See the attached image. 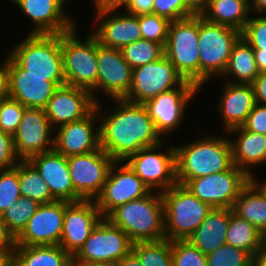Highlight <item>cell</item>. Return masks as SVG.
Returning <instances> with one entry per match:
<instances>
[{"mask_svg": "<svg viewBox=\"0 0 266 266\" xmlns=\"http://www.w3.org/2000/svg\"><path fill=\"white\" fill-rule=\"evenodd\" d=\"M251 181L261 190V192L265 195L266 197V180L261 181L256 179V176L253 174L251 176ZM259 181V182H258Z\"/></svg>", "mask_w": 266, "mask_h": 266, "instance_id": "obj_58", "label": "cell"}, {"mask_svg": "<svg viewBox=\"0 0 266 266\" xmlns=\"http://www.w3.org/2000/svg\"><path fill=\"white\" fill-rule=\"evenodd\" d=\"M21 197L19 187V163L8 170L0 171V216Z\"/></svg>", "mask_w": 266, "mask_h": 266, "instance_id": "obj_39", "label": "cell"}, {"mask_svg": "<svg viewBox=\"0 0 266 266\" xmlns=\"http://www.w3.org/2000/svg\"><path fill=\"white\" fill-rule=\"evenodd\" d=\"M39 206L40 204L31 198L21 196L0 216L6 232L15 239L26 227L28 220Z\"/></svg>", "mask_w": 266, "mask_h": 266, "instance_id": "obj_35", "label": "cell"}, {"mask_svg": "<svg viewBox=\"0 0 266 266\" xmlns=\"http://www.w3.org/2000/svg\"><path fill=\"white\" fill-rule=\"evenodd\" d=\"M117 266H142L138 257L131 251L117 262Z\"/></svg>", "mask_w": 266, "mask_h": 266, "instance_id": "obj_53", "label": "cell"}, {"mask_svg": "<svg viewBox=\"0 0 266 266\" xmlns=\"http://www.w3.org/2000/svg\"><path fill=\"white\" fill-rule=\"evenodd\" d=\"M199 14L208 22L242 32L250 19V5L243 0H207Z\"/></svg>", "mask_w": 266, "mask_h": 266, "instance_id": "obj_29", "label": "cell"}, {"mask_svg": "<svg viewBox=\"0 0 266 266\" xmlns=\"http://www.w3.org/2000/svg\"><path fill=\"white\" fill-rule=\"evenodd\" d=\"M64 76L30 75L9 54L7 56V96L26 108L44 109Z\"/></svg>", "mask_w": 266, "mask_h": 266, "instance_id": "obj_12", "label": "cell"}, {"mask_svg": "<svg viewBox=\"0 0 266 266\" xmlns=\"http://www.w3.org/2000/svg\"><path fill=\"white\" fill-rule=\"evenodd\" d=\"M142 39L166 44L170 21L164 17L150 13L138 16Z\"/></svg>", "mask_w": 266, "mask_h": 266, "instance_id": "obj_40", "label": "cell"}, {"mask_svg": "<svg viewBox=\"0 0 266 266\" xmlns=\"http://www.w3.org/2000/svg\"><path fill=\"white\" fill-rule=\"evenodd\" d=\"M132 252L142 266H174L171 241L164 238L156 241H139L132 245Z\"/></svg>", "mask_w": 266, "mask_h": 266, "instance_id": "obj_36", "label": "cell"}, {"mask_svg": "<svg viewBox=\"0 0 266 266\" xmlns=\"http://www.w3.org/2000/svg\"><path fill=\"white\" fill-rule=\"evenodd\" d=\"M174 147L178 184L185 185L191 179L223 172L233 166L231 142L225 136L210 134Z\"/></svg>", "mask_w": 266, "mask_h": 266, "instance_id": "obj_2", "label": "cell"}, {"mask_svg": "<svg viewBox=\"0 0 266 266\" xmlns=\"http://www.w3.org/2000/svg\"><path fill=\"white\" fill-rule=\"evenodd\" d=\"M124 162V164H123ZM123 165H120V164ZM151 192L125 161H115L100 195L95 199L103 218L129 201L140 199Z\"/></svg>", "mask_w": 266, "mask_h": 266, "instance_id": "obj_15", "label": "cell"}, {"mask_svg": "<svg viewBox=\"0 0 266 266\" xmlns=\"http://www.w3.org/2000/svg\"><path fill=\"white\" fill-rule=\"evenodd\" d=\"M102 218L95 200L65 201L63 230L59 245L73 258Z\"/></svg>", "mask_w": 266, "mask_h": 266, "instance_id": "obj_17", "label": "cell"}, {"mask_svg": "<svg viewBox=\"0 0 266 266\" xmlns=\"http://www.w3.org/2000/svg\"><path fill=\"white\" fill-rule=\"evenodd\" d=\"M72 261L60 245L14 246V266H68Z\"/></svg>", "mask_w": 266, "mask_h": 266, "instance_id": "obj_31", "label": "cell"}, {"mask_svg": "<svg viewBox=\"0 0 266 266\" xmlns=\"http://www.w3.org/2000/svg\"><path fill=\"white\" fill-rule=\"evenodd\" d=\"M229 135L232 149V162L244 170L250 177L254 174L251 168L266 162V135L246 130L243 126L231 129Z\"/></svg>", "mask_w": 266, "mask_h": 266, "instance_id": "obj_27", "label": "cell"}, {"mask_svg": "<svg viewBox=\"0 0 266 266\" xmlns=\"http://www.w3.org/2000/svg\"><path fill=\"white\" fill-rule=\"evenodd\" d=\"M14 239L6 232L0 220V249L14 248Z\"/></svg>", "mask_w": 266, "mask_h": 266, "instance_id": "obj_51", "label": "cell"}, {"mask_svg": "<svg viewBox=\"0 0 266 266\" xmlns=\"http://www.w3.org/2000/svg\"><path fill=\"white\" fill-rule=\"evenodd\" d=\"M14 4L33 22L30 34H63L77 27L64 12L63 0H17Z\"/></svg>", "mask_w": 266, "mask_h": 266, "instance_id": "obj_24", "label": "cell"}, {"mask_svg": "<svg viewBox=\"0 0 266 266\" xmlns=\"http://www.w3.org/2000/svg\"><path fill=\"white\" fill-rule=\"evenodd\" d=\"M163 143L165 145L163 141L158 145L143 148L125 160L151 191L155 189L163 192L178 183L175 147H167L164 153Z\"/></svg>", "mask_w": 266, "mask_h": 266, "instance_id": "obj_11", "label": "cell"}, {"mask_svg": "<svg viewBox=\"0 0 266 266\" xmlns=\"http://www.w3.org/2000/svg\"><path fill=\"white\" fill-rule=\"evenodd\" d=\"M68 266H78V265L75 264V263L72 261Z\"/></svg>", "mask_w": 266, "mask_h": 266, "instance_id": "obj_61", "label": "cell"}, {"mask_svg": "<svg viewBox=\"0 0 266 266\" xmlns=\"http://www.w3.org/2000/svg\"><path fill=\"white\" fill-rule=\"evenodd\" d=\"M257 104L266 106V72H261L252 83Z\"/></svg>", "mask_w": 266, "mask_h": 266, "instance_id": "obj_48", "label": "cell"}, {"mask_svg": "<svg viewBox=\"0 0 266 266\" xmlns=\"http://www.w3.org/2000/svg\"><path fill=\"white\" fill-rule=\"evenodd\" d=\"M99 121L95 108L82 120L57 127L54 133L53 149L65 157L87 154L100 149Z\"/></svg>", "mask_w": 266, "mask_h": 266, "instance_id": "obj_23", "label": "cell"}, {"mask_svg": "<svg viewBox=\"0 0 266 266\" xmlns=\"http://www.w3.org/2000/svg\"><path fill=\"white\" fill-rule=\"evenodd\" d=\"M75 194L81 200H95L101 193L115 160L102 148L67 157Z\"/></svg>", "mask_w": 266, "mask_h": 266, "instance_id": "obj_14", "label": "cell"}, {"mask_svg": "<svg viewBox=\"0 0 266 266\" xmlns=\"http://www.w3.org/2000/svg\"><path fill=\"white\" fill-rule=\"evenodd\" d=\"M19 187L21 196L31 198L39 204L51 203L57 199L37 169L28 161L19 162Z\"/></svg>", "mask_w": 266, "mask_h": 266, "instance_id": "obj_34", "label": "cell"}, {"mask_svg": "<svg viewBox=\"0 0 266 266\" xmlns=\"http://www.w3.org/2000/svg\"><path fill=\"white\" fill-rule=\"evenodd\" d=\"M265 243L264 234L247 220L230 214L226 244L247 251L252 257Z\"/></svg>", "mask_w": 266, "mask_h": 266, "instance_id": "obj_33", "label": "cell"}, {"mask_svg": "<svg viewBox=\"0 0 266 266\" xmlns=\"http://www.w3.org/2000/svg\"><path fill=\"white\" fill-rule=\"evenodd\" d=\"M253 52L259 72H266V52L262 49H253Z\"/></svg>", "mask_w": 266, "mask_h": 266, "instance_id": "obj_54", "label": "cell"}, {"mask_svg": "<svg viewBox=\"0 0 266 266\" xmlns=\"http://www.w3.org/2000/svg\"><path fill=\"white\" fill-rule=\"evenodd\" d=\"M259 74L253 49L241 36L233 45L228 64L222 76L226 79L231 78L227 81L230 83L252 84Z\"/></svg>", "mask_w": 266, "mask_h": 266, "instance_id": "obj_30", "label": "cell"}, {"mask_svg": "<svg viewBox=\"0 0 266 266\" xmlns=\"http://www.w3.org/2000/svg\"><path fill=\"white\" fill-rule=\"evenodd\" d=\"M96 107L90 91L64 84L58 86L44 108L54 130L64 124L82 120Z\"/></svg>", "mask_w": 266, "mask_h": 266, "instance_id": "obj_21", "label": "cell"}, {"mask_svg": "<svg viewBox=\"0 0 266 266\" xmlns=\"http://www.w3.org/2000/svg\"><path fill=\"white\" fill-rule=\"evenodd\" d=\"M123 0H93L95 9L101 7H118Z\"/></svg>", "mask_w": 266, "mask_h": 266, "instance_id": "obj_56", "label": "cell"}, {"mask_svg": "<svg viewBox=\"0 0 266 266\" xmlns=\"http://www.w3.org/2000/svg\"><path fill=\"white\" fill-rule=\"evenodd\" d=\"M250 9L255 14L266 15V0H253Z\"/></svg>", "mask_w": 266, "mask_h": 266, "instance_id": "obj_55", "label": "cell"}, {"mask_svg": "<svg viewBox=\"0 0 266 266\" xmlns=\"http://www.w3.org/2000/svg\"><path fill=\"white\" fill-rule=\"evenodd\" d=\"M174 266H207L206 255L189 240L171 241Z\"/></svg>", "mask_w": 266, "mask_h": 266, "instance_id": "obj_41", "label": "cell"}, {"mask_svg": "<svg viewBox=\"0 0 266 266\" xmlns=\"http://www.w3.org/2000/svg\"><path fill=\"white\" fill-rule=\"evenodd\" d=\"M232 210L266 234V197L251 180L240 192Z\"/></svg>", "mask_w": 266, "mask_h": 266, "instance_id": "obj_32", "label": "cell"}, {"mask_svg": "<svg viewBox=\"0 0 266 266\" xmlns=\"http://www.w3.org/2000/svg\"><path fill=\"white\" fill-rule=\"evenodd\" d=\"M119 7L94 9L97 23L92 35L98 43L110 48L122 49L125 45L142 39L137 16L115 12ZM115 13V14H114Z\"/></svg>", "mask_w": 266, "mask_h": 266, "instance_id": "obj_20", "label": "cell"}, {"mask_svg": "<svg viewBox=\"0 0 266 266\" xmlns=\"http://www.w3.org/2000/svg\"><path fill=\"white\" fill-rule=\"evenodd\" d=\"M207 266H252L253 257L240 248L225 244L206 255Z\"/></svg>", "mask_w": 266, "mask_h": 266, "instance_id": "obj_38", "label": "cell"}, {"mask_svg": "<svg viewBox=\"0 0 266 266\" xmlns=\"http://www.w3.org/2000/svg\"><path fill=\"white\" fill-rule=\"evenodd\" d=\"M199 89L198 86H178L143 104L162 138L169 132L171 134L178 130L182 120L184 121L187 105L198 94Z\"/></svg>", "mask_w": 266, "mask_h": 266, "instance_id": "obj_16", "label": "cell"}, {"mask_svg": "<svg viewBox=\"0 0 266 266\" xmlns=\"http://www.w3.org/2000/svg\"><path fill=\"white\" fill-rule=\"evenodd\" d=\"M199 13L170 22L164 55L187 81L200 88Z\"/></svg>", "mask_w": 266, "mask_h": 266, "instance_id": "obj_6", "label": "cell"}, {"mask_svg": "<svg viewBox=\"0 0 266 266\" xmlns=\"http://www.w3.org/2000/svg\"><path fill=\"white\" fill-rule=\"evenodd\" d=\"M153 1L154 0H123L118 7L121 10L125 9V13L138 17L153 13ZM122 7L124 9H122Z\"/></svg>", "mask_w": 266, "mask_h": 266, "instance_id": "obj_47", "label": "cell"}, {"mask_svg": "<svg viewBox=\"0 0 266 266\" xmlns=\"http://www.w3.org/2000/svg\"><path fill=\"white\" fill-rule=\"evenodd\" d=\"M28 161L37 169L57 200L79 202L70 177L67 157L54 149L31 156Z\"/></svg>", "mask_w": 266, "mask_h": 266, "instance_id": "obj_25", "label": "cell"}, {"mask_svg": "<svg viewBox=\"0 0 266 266\" xmlns=\"http://www.w3.org/2000/svg\"><path fill=\"white\" fill-rule=\"evenodd\" d=\"M198 13L205 7L207 0H186Z\"/></svg>", "mask_w": 266, "mask_h": 266, "instance_id": "obj_57", "label": "cell"}, {"mask_svg": "<svg viewBox=\"0 0 266 266\" xmlns=\"http://www.w3.org/2000/svg\"><path fill=\"white\" fill-rule=\"evenodd\" d=\"M0 266H14V248L0 249Z\"/></svg>", "mask_w": 266, "mask_h": 266, "instance_id": "obj_50", "label": "cell"}, {"mask_svg": "<svg viewBox=\"0 0 266 266\" xmlns=\"http://www.w3.org/2000/svg\"><path fill=\"white\" fill-rule=\"evenodd\" d=\"M219 100L218 111L226 134L231 129L243 126L256 104L252 84H234L227 81Z\"/></svg>", "mask_w": 266, "mask_h": 266, "instance_id": "obj_26", "label": "cell"}, {"mask_svg": "<svg viewBox=\"0 0 266 266\" xmlns=\"http://www.w3.org/2000/svg\"><path fill=\"white\" fill-rule=\"evenodd\" d=\"M7 96V58L0 64V98Z\"/></svg>", "mask_w": 266, "mask_h": 266, "instance_id": "obj_49", "label": "cell"}, {"mask_svg": "<svg viewBox=\"0 0 266 266\" xmlns=\"http://www.w3.org/2000/svg\"><path fill=\"white\" fill-rule=\"evenodd\" d=\"M114 110L102 113L100 100L96 109L100 124V147L115 161H125L143 148L165 141L143 104L113 99ZM116 106V107H115Z\"/></svg>", "mask_w": 266, "mask_h": 266, "instance_id": "obj_1", "label": "cell"}, {"mask_svg": "<svg viewBox=\"0 0 266 266\" xmlns=\"http://www.w3.org/2000/svg\"><path fill=\"white\" fill-rule=\"evenodd\" d=\"M164 203L165 237L188 240L213 209L200 201L185 185L175 184L161 192Z\"/></svg>", "mask_w": 266, "mask_h": 266, "instance_id": "obj_5", "label": "cell"}, {"mask_svg": "<svg viewBox=\"0 0 266 266\" xmlns=\"http://www.w3.org/2000/svg\"><path fill=\"white\" fill-rule=\"evenodd\" d=\"M78 266H117V263H95V264L78 265Z\"/></svg>", "mask_w": 266, "mask_h": 266, "instance_id": "obj_59", "label": "cell"}, {"mask_svg": "<svg viewBox=\"0 0 266 266\" xmlns=\"http://www.w3.org/2000/svg\"><path fill=\"white\" fill-rule=\"evenodd\" d=\"M77 35L76 27L60 34L65 83L90 91L98 103L97 39L90 33L81 41Z\"/></svg>", "mask_w": 266, "mask_h": 266, "instance_id": "obj_4", "label": "cell"}, {"mask_svg": "<svg viewBox=\"0 0 266 266\" xmlns=\"http://www.w3.org/2000/svg\"><path fill=\"white\" fill-rule=\"evenodd\" d=\"M243 1H245L246 3H248L251 6L253 0H243Z\"/></svg>", "mask_w": 266, "mask_h": 266, "instance_id": "obj_60", "label": "cell"}, {"mask_svg": "<svg viewBox=\"0 0 266 266\" xmlns=\"http://www.w3.org/2000/svg\"><path fill=\"white\" fill-rule=\"evenodd\" d=\"M21 161L12 134L0 131V171L15 167Z\"/></svg>", "mask_w": 266, "mask_h": 266, "instance_id": "obj_45", "label": "cell"}, {"mask_svg": "<svg viewBox=\"0 0 266 266\" xmlns=\"http://www.w3.org/2000/svg\"><path fill=\"white\" fill-rule=\"evenodd\" d=\"M65 201L40 204L26 227L14 239L15 246L59 245L63 230Z\"/></svg>", "mask_w": 266, "mask_h": 266, "instance_id": "obj_18", "label": "cell"}, {"mask_svg": "<svg viewBox=\"0 0 266 266\" xmlns=\"http://www.w3.org/2000/svg\"><path fill=\"white\" fill-rule=\"evenodd\" d=\"M26 107L5 96L0 98V131L14 135Z\"/></svg>", "mask_w": 266, "mask_h": 266, "instance_id": "obj_42", "label": "cell"}, {"mask_svg": "<svg viewBox=\"0 0 266 266\" xmlns=\"http://www.w3.org/2000/svg\"><path fill=\"white\" fill-rule=\"evenodd\" d=\"M251 177L233 165L229 170L189 180L185 186L212 208H230Z\"/></svg>", "mask_w": 266, "mask_h": 266, "instance_id": "obj_13", "label": "cell"}, {"mask_svg": "<svg viewBox=\"0 0 266 266\" xmlns=\"http://www.w3.org/2000/svg\"><path fill=\"white\" fill-rule=\"evenodd\" d=\"M241 36L252 47L266 52V15H251Z\"/></svg>", "mask_w": 266, "mask_h": 266, "instance_id": "obj_44", "label": "cell"}, {"mask_svg": "<svg viewBox=\"0 0 266 266\" xmlns=\"http://www.w3.org/2000/svg\"><path fill=\"white\" fill-rule=\"evenodd\" d=\"M243 127L250 132L266 135V106L256 103Z\"/></svg>", "mask_w": 266, "mask_h": 266, "instance_id": "obj_46", "label": "cell"}, {"mask_svg": "<svg viewBox=\"0 0 266 266\" xmlns=\"http://www.w3.org/2000/svg\"><path fill=\"white\" fill-rule=\"evenodd\" d=\"M66 4L68 3V2H70V0H63Z\"/></svg>", "mask_w": 266, "mask_h": 266, "instance_id": "obj_62", "label": "cell"}, {"mask_svg": "<svg viewBox=\"0 0 266 266\" xmlns=\"http://www.w3.org/2000/svg\"><path fill=\"white\" fill-rule=\"evenodd\" d=\"M178 86H197L187 81L164 55L159 60L132 70L131 88L124 100L144 104L161 93Z\"/></svg>", "mask_w": 266, "mask_h": 266, "instance_id": "obj_9", "label": "cell"}, {"mask_svg": "<svg viewBox=\"0 0 266 266\" xmlns=\"http://www.w3.org/2000/svg\"><path fill=\"white\" fill-rule=\"evenodd\" d=\"M241 37L238 29L213 24L199 14L200 88L226 69L233 45Z\"/></svg>", "mask_w": 266, "mask_h": 266, "instance_id": "obj_7", "label": "cell"}, {"mask_svg": "<svg viewBox=\"0 0 266 266\" xmlns=\"http://www.w3.org/2000/svg\"><path fill=\"white\" fill-rule=\"evenodd\" d=\"M153 13L170 22L196 15L198 12L186 0H154Z\"/></svg>", "mask_w": 266, "mask_h": 266, "instance_id": "obj_43", "label": "cell"}, {"mask_svg": "<svg viewBox=\"0 0 266 266\" xmlns=\"http://www.w3.org/2000/svg\"><path fill=\"white\" fill-rule=\"evenodd\" d=\"M9 55L30 75L64 76L60 34H27Z\"/></svg>", "mask_w": 266, "mask_h": 266, "instance_id": "obj_8", "label": "cell"}, {"mask_svg": "<svg viewBox=\"0 0 266 266\" xmlns=\"http://www.w3.org/2000/svg\"><path fill=\"white\" fill-rule=\"evenodd\" d=\"M232 212L230 208H213L188 240L205 255L225 245Z\"/></svg>", "mask_w": 266, "mask_h": 266, "instance_id": "obj_28", "label": "cell"}, {"mask_svg": "<svg viewBox=\"0 0 266 266\" xmlns=\"http://www.w3.org/2000/svg\"><path fill=\"white\" fill-rule=\"evenodd\" d=\"M125 61L134 69L159 60L164 56V47L157 42L140 39L121 49Z\"/></svg>", "mask_w": 266, "mask_h": 266, "instance_id": "obj_37", "label": "cell"}, {"mask_svg": "<svg viewBox=\"0 0 266 266\" xmlns=\"http://www.w3.org/2000/svg\"><path fill=\"white\" fill-rule=\"evenodd\" d=\"M13 137L16 153L21 160L54 148V129L41 108H25Z\"/></svg>", "mask_w": 266, "mask_h": 266, "instance_id": "obj_19", "label": "cell"}, {"mask_svg": "<svg viewBox=\"0 0 266 266\" xmlns=\"http://www.w3.org/2000/svg\"><path fill=\"white\" fill-rule=\"evenodd\" d=\"M152 192L120 205L106 217L114 226L121 228L133 243L166 238L162 195L158 191Z\"/></svg>", "mask_w": 266, "mask_h": 266, "instance_id": "obj_3", "label": "cell"}, {"mask_svg": "<svg viewBox=\"0 0 266 266\" xmlns=\"http://www.w3.org/2000/svg\"><path fill=\"white\" fill-rule=\"evenodd\" d=\"M97 91L113 99H124L130 88L133 68L121 49L105 47L97 41Z\"/></svg>", "mask_w": 266, "mask_h": 266, "instance_id": "obj_22", "label": "cell"}, {"mask_svg": "<svg viewBox=\"0 0 266 266\" xmlns=\"http://www.w3.org/2000/svg\"><path fill=\"white\" fill-rule=\"evenodd\" d=\"M132 245L133 242L121 228L102 218L73 257V262L77 265L117 263L132 251Z\"/></svg>", "mask_w": 266, "mask_h": 266, "instance_id": "obj_10", "label": "cell"}, {"mask_svg": "<svg viewBox=\"0 0 266 266\" xmlns=\"http://www.w3.org/2000/svg\"><path fill=\"white\" fill-rule=\"evenodd\" d=\"M252 266H266V243L253 255Z\"/></svg>", "mask_w": 266, "mask_h": 266, "instance_id": "obj_52", "label": "cell"}]
</instances>
